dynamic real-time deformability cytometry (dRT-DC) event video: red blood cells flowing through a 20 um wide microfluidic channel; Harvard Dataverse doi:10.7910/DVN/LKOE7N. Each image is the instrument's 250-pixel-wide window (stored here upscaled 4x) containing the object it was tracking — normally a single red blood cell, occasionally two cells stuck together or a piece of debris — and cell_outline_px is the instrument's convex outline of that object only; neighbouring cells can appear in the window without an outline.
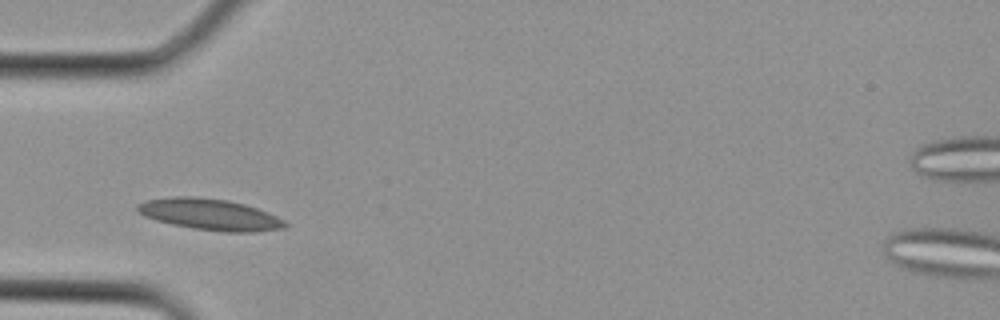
{"species": "Egyptian fruit bat (a non-hibernating species)", "species_latin": "Rousettus aegyptiacus", "temperature_condition": "cold", "stored_images_in_passage": 2, "camera_frame_rate_fps": 3000, "um_per_image_px": 0.085, "animal": {"sex": "female"}, "frame": {"image": 1, "passage_image": 2, "time_ms": 0.333, "image_size_px": [1000, 320], "cell_outline_px": [[288, 224], [284, 228], [252, 232], [224, 232], [196, 228], [172, 224], [156, 220], [144, 216], [136, 212], [136, 204], [144, 200], [172, 196], [192, 196], [228, 200], [244, 204], [268, 212], [284, 220]], "centroid_in_image_um": [17.8, 18.21], "position_along_channel_um": 67.2, "area_um2": 26.93}}